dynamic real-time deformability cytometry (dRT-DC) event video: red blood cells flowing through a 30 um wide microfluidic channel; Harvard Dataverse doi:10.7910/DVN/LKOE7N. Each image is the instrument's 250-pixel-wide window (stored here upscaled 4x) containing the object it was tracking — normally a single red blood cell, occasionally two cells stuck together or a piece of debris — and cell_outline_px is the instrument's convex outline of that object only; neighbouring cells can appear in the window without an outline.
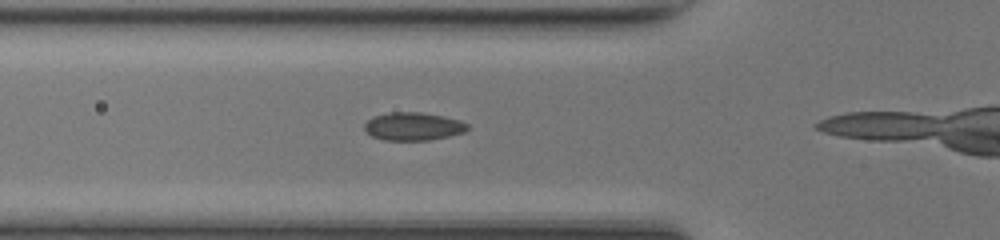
{"species": "common noctule bat (a hibernating species)", "species_latin": "Nyctalus noctula", "temperature_condition": "room temperature", "stored_images_in_passage": 14, "camera_frame_rate_fps": 3000, "um_per_image_px": 0.085, "animal": {"sex": "female", "body_mass_g": 17.0, "forearm_length_mm": 48.0}, "frame": {"image": 1, "passage_image": 10, "time_ms": 3.0, "image_size_px": [1000, 240], "cell_outline_px": [[468, 128], [464, 132], [448, 136], [428, 140], [384, 140], [372, 136], [364, 128], [364, 124], [372, 116], [388, 112], [420, 112], [460, 120], [468, 124]], "centroid_in_image_um": [35.09, 10.74], "position_along_channel_um": 90.7, "area_um2": 16.7}}